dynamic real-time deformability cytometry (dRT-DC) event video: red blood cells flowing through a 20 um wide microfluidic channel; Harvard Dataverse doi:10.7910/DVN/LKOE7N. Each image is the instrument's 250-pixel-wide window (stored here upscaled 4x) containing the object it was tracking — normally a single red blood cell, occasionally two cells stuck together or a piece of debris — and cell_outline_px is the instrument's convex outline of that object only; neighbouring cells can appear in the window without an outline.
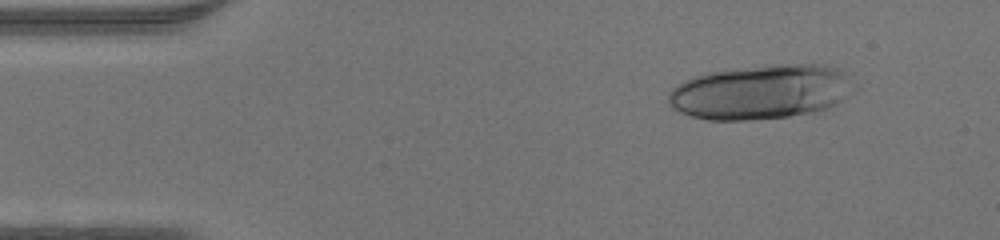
{"species": "human", "species_latin": "Homo sapiens", "temperature_condition": "warm", "stored_images_in_passage": 16, "camera_frame_rate_fps": 3000, "um_per_image_px": 0.085, "donor": {"sex": "male"}, "frame": {"image": 1, "passage_image": 5, "time_ms": 1.333, "image_size_px": [1000, 240], "cell_outline_px": [[860, 88], [856, 92], [844, 100], [828, 108], [812, 112], [788, 116], [752, 120], [708, 120], [692, 116], [680, 112], [672, 108], [668, 104], [668, 92], [672, 88], [684, 80], [692, 76], [704, 72], [764, 64], [828, 64], [836, 68]], "centroid_in_image_um": [64.7, 7.8], "position_along_channel_um": 20.3, "area_um2": 60.0}}